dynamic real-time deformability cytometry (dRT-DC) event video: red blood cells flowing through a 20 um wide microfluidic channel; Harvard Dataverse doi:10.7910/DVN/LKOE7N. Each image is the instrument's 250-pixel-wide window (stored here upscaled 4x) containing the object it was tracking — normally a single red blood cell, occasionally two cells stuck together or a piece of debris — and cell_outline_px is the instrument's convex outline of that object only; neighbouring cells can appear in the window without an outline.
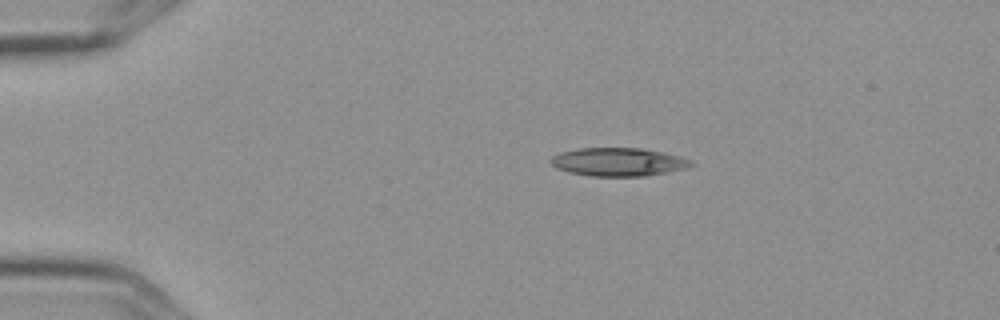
{"species": "Egyptian fruit bat (a non-hibernating species)", "species_latin": "Rousettus aegyptiacus", "temperature_condition": "cold", "stored_images_in_passage": 9, "camera_frame_rate_fps": 3000, "um_per_image_px": 0.085, "frame": {"image": 1, "passage_image": 3, "time_ms": 0.667, "image_size_px": [1000, 320], "cell_outline_px": [[696, 164], [688, 168], [668, 172], [644, 176], [588, 176], [568, 172], [556, 168], [548, 160], [552, 156], [560, 152], [576, 148], [640, 148], [664, 152], [680, 156], [692, 160]], "centroid_in_image_um": [52.56, 13.76], "position_along_channel_um": 32.4, "area_um2": 23.47}}
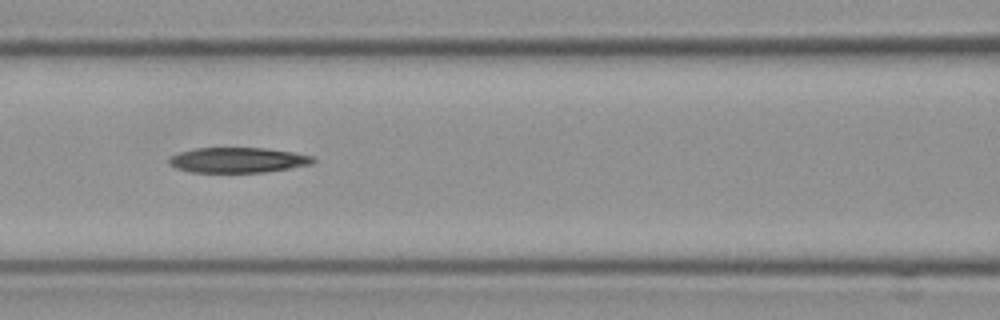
{"frame": {"image": 2, "passage_image": 7, "time_ms": 2.0, "image_size_px": [1000, 320], "cell_outline_px": [[316, 160], [312, 164], [264, 172], [192, 172], [176, 168], [168, 164], [168, 160], [172, 156], [180, 152], [196, 148], [264, 148], [292, 152], [312, 156]], "centroid_in_image_um": [20.2, 13.6], "position_along_channel_um": 146.4, "area_um2": 20.98}}
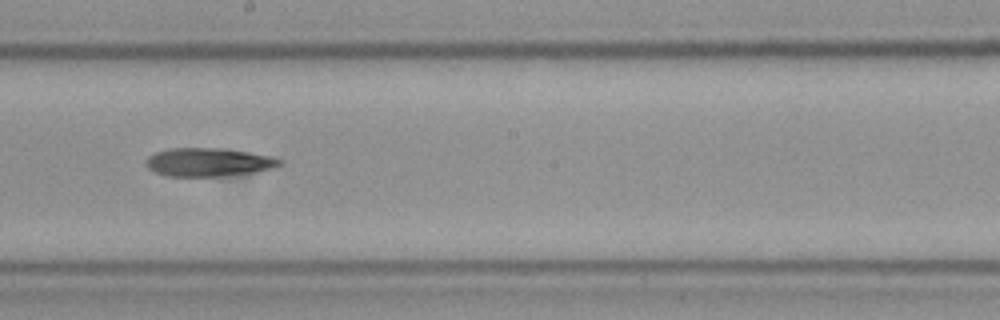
{"frame": {"image": 3, "passage_image": 9, "time_ms": 2.667, "image_size_px": [1000, 320], "cell_outline_px": [[284, 164], [272, 168], [256, 172], [224, 176], [168, 176], [156, 172], [148, 168], [144, 164], [144, 160], [148, 156], [156, 152], [172, 148], [220, 148], [248, 152], [272, 156], [284, 160]], "centroid_in_image_um": [17.75, 13.78], "position_along_channel_um": 230.5, "area_um2": 22.31}}